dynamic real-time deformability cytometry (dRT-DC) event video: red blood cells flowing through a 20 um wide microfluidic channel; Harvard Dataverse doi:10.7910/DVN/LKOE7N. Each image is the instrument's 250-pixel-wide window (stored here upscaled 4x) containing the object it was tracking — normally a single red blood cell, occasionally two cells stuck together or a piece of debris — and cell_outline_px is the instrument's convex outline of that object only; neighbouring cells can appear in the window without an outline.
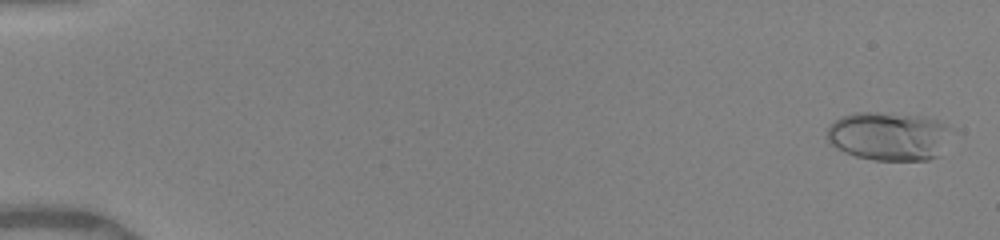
{"species": "human", "species_latin": "Homo sapiens", "temperature_condition": "warm", "stored_images_in_passage": 61, "camera_frame_rate_fps": 3000, "um_per_image_px": 0.085, "donor": {"sex": "female"}, "frame": {"image": 1, "passage_image": 2, "time_ms": 0.333, "image_size_px": [1000, 240], "cell_outline_px": [[944, 128], [940, 156], [928, 160], [872, 160], [856, 156], [844, 152], [832, 144], [828, 140], [828, 128], [840, 116], [852, 112], [876, 112], [924, 116], [936, 120], [944, 124]], "centroid_in_image_um": [75.43, 11.57], "position_along_channel_um": 9.6, "area_um2": 34.39}}
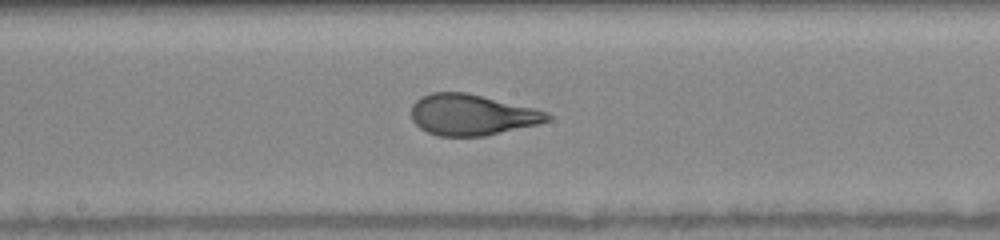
{"frame": {"image": 2, "passage_image": 38, "time_ms": 9.333, "image_size_px": [1000, 240], "cell_outline_px": [[552, 116], [548, 120], [540, 124], [484, 136], [436, 136], [420, 128], [412, 120], [412, 104], [420, 96], [432, 92], [468, 92], [548, 112]], "centroid_in_image_um": [40.09, 9.76], "position_along_channel_um": 208.1, "area_um2": 32.54}}
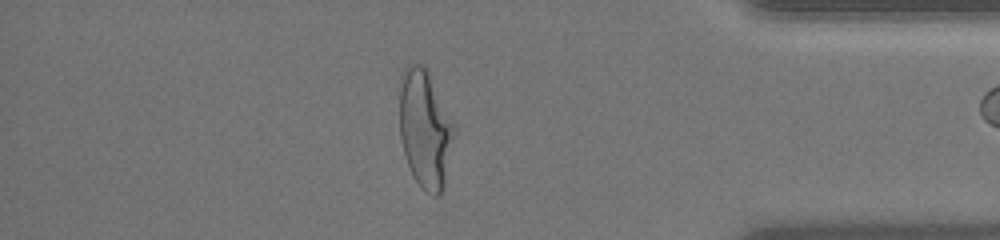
{"frame": {"image": 3, "passage_image": 60, "time_ms": 14.667, "image_size_px": [1000, 240], "cell_outline_px": [[456, 132], [444, 184], [440, 192], [436, 196], [432, 196], [420, 188], [412, 176], [400, 140], [400, 76], [404, 68], [408, 64], [420, 64], [428, 72], [456, 128]], "centroid_in_image_um": [36.12, 10.99], "position_along_channel_um": 399.1, "area_um2": 37.57}}